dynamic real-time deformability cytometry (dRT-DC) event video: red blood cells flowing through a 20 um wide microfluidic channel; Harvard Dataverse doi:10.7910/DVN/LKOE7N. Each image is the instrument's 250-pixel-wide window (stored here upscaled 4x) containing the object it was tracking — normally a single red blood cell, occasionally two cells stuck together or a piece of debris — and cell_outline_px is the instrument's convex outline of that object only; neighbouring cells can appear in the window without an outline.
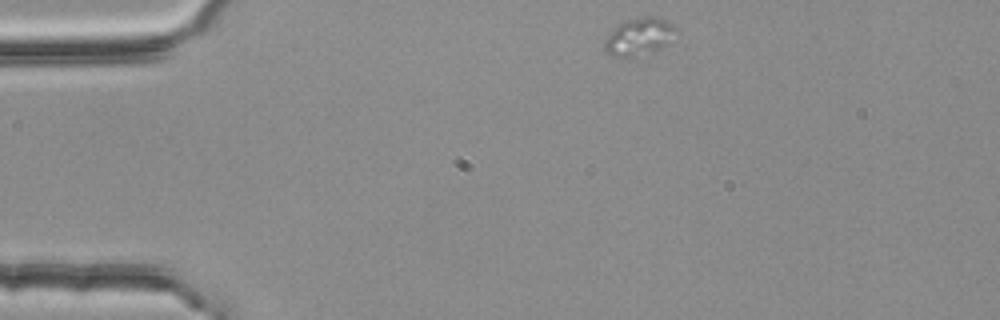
{"species": "common noctule bat (a hibernating species)", "species_latin": "Nyctalus noctula", "temperature_condition": "room temperature", "stored_images_in_passage": 2, "camera_frame_rate_fps": 3000, "um_per_image_px": 0.085, "animal": {"sex": "female", "body_mass_g": 25.1}, "frame": {"image": 1, "passage_image": 1, "time_ms": 0.0, "image_size_px": [1000, 320], "cell_outline_px": [[680, 36], [664, 48], [628, 60], [620, 60], [604, 52], [604, 40], [612, 28], [628, 20], [648, 16], [660, 16], [672, 24], [680, 32]], "centroid_in_image_um": [54.38, 3.18], "position_along_channel_um": 30.6, "area_um2": 16.76}}